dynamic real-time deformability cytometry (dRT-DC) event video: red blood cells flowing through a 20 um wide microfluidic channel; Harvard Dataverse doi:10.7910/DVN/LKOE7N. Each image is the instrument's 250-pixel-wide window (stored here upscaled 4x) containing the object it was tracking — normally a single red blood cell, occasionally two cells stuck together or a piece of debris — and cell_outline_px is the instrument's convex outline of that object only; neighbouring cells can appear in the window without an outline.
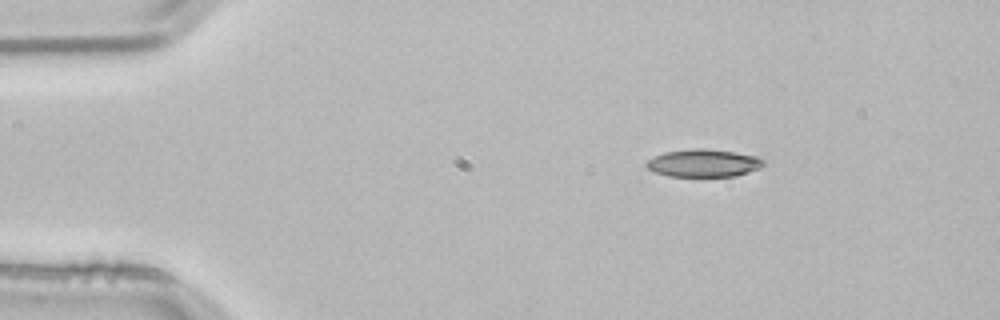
{"species": "common noctule bat (a hibernating species)", "species_latin": "Nyctalus noctula", "temperature_condition": "room temperature", "stored_images_in_passage": 3, "camera_frame_rate_fps": 3000, "um_per_image_px": 0.085, "animal": {"sex": "male", "body_mass_g": 21.5, "forearm_length_mm": 52.0}, "frame": {"image": 1, "passage_image": 2, "time_ms": 0.333, "image_size_px": [1000, 320], "cell_outline_px": [[764, 164], [760, 168], [736, 176], [668, 176], [656, 172], [648, 168], [644, 164], [652, 156], [664, 152], [692, 148], [704, 148], [732, 152], [756, 156], [764, 160]], "centroid_in_image_um": [59.77, 13.85], "position_along_channel_um": 25.2, "area_um2": 18.84}}